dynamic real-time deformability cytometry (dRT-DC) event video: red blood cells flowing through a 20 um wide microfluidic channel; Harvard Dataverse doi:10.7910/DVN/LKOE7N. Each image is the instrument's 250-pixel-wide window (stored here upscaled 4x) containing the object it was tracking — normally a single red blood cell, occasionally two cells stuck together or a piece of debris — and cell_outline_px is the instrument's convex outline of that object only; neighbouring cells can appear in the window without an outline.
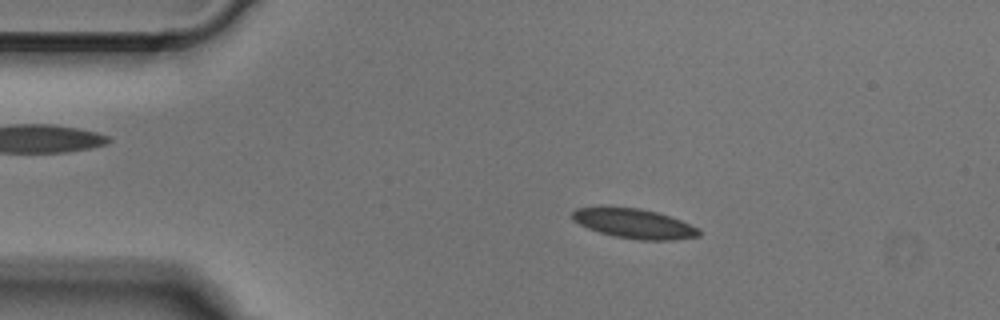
{"species": "Egyptian fruit bat (a non-hibernating species)", "species_latin": "Rousettus aegyptiacus", "temperature_condition": "cold", "stored_images_in_passage": 50, "camera_frame_rate_fps": 3000, "um_per_image_px": 0.085, "animal": {"sex": "male"}, "frame": {"image": 1, "passage_image": 9, "time_ms": 2.667, "image_size_px": [1000, 320], "cell_outline_px": [[700, 236], [672, 240], [640, 240], [616, 236], [600, 232], [588, 228], [572, 220], [572, 212], [576, 208], [600, 204], [640, 208], [656, 212], [680, 220], [700, 228]], "centroid_in_image_um": [53.84, 18.96], "position_along_channel_um": 31.2, "area_um2": 22.37}}
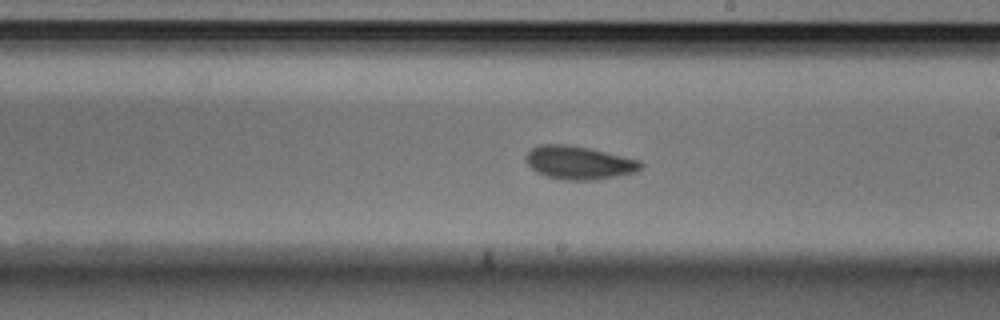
{"frame": {"image": 2, "passage_image": 28, "time_ms": 9.0, "image_size_px": [1000, 320], "cell_outline_px": [[644, 168], [636, 172], [596, 180], [564, 180], [544, 176], [536, 172], [528, 164], [524, 156], [532, 148], [540, 144], [568, 144], [588, 148], [640, 160], [644, 164]], "centroid_in_image_um": [49.22, 13.83], "position_along_channel_um": 239.8, "area_um2": 22.43}}
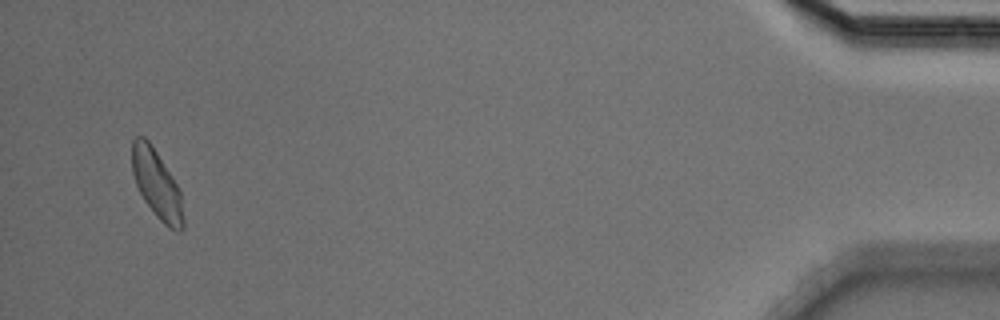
{"frame": {"image": 3, "passage_image": 48, "time_ms": 15.667, "image_size_px": [1000, 320], "cell_outline_px": [[184, 228], [180, 232], [176, 232], [168, 228], [156, 216], [144, 200], [136, 184], [132, 172], [132, 140], [136, 136], [144, 136], [148, 140], [172, 176], [180, 192], [184, 220]], "centroid_in_image_um": [13.33, 15.69], "position_along_channel_um": 421.9, "area_um2": 20.35}}